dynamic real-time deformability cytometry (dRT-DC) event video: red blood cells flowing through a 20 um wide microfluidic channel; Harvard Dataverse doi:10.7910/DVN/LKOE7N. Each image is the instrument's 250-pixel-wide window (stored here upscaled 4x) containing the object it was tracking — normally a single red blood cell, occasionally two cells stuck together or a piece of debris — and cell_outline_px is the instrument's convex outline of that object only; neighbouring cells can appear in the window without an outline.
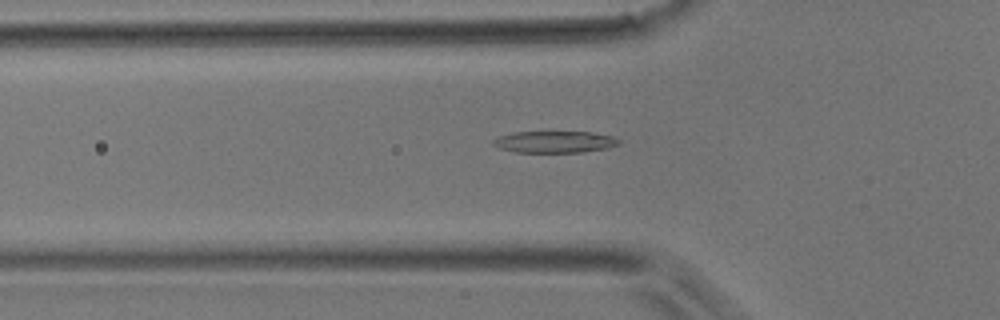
{"species": "common noctule bat (a hibernating species)", "species_latin": "Nyctalus noctula", "temperature_condition": "room temperature", "stored_images_in_passage": 36, "camera_frame_rate_fps": 3000, "um_per_image_px": 0.085, "animal": {"sex": "male", "body_mass_g": 17.9}, "frame": {"image": 1, "passage_image": 9, "time_ms": 2.667, "image_size_px": [1000, 320], "cell_outline_px": [[620, 144], [604, 148], [584, 152], [516, 152], [496, 148], [492, 144], [492, 140], [496, 136], [512, 132], [592, 132], [612, 136], [620, 140]], "centroid_in_image_um": [47.06, 12.05], "position_along_channel_um": 78.7, "area_um2": 16.01}}
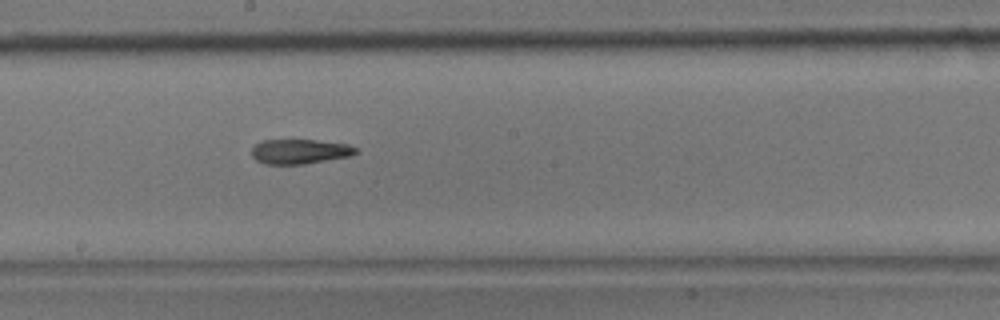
{"frame": {"image": 2, "passage_image": 19, "time_ms": 6.0, "image_size_px": [1000, 320], "cell_outline_px": [[360, 152], [352, 156], [304, 164], [264, 164], [256, 160], [252, 156], [252, 148], [256, 144], [264, 140], [316, 140], [348, 144], [360, 148]], "centroid_in_image_um": [25.55, 12.88], "position_along_channel_um": 222.6, "area_um2": 15.2}}
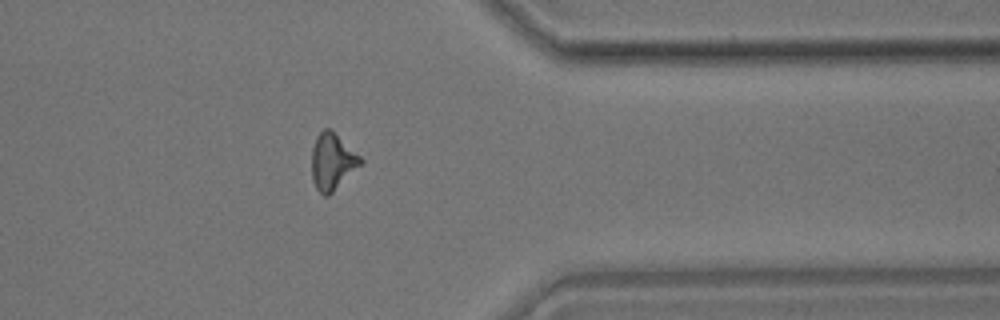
{"frame": {"image": 3, "passage_image": 31, "time_ms": 10.0, "image_size_px": [1000, 320], "cell_outline_px": [[364, 160], [328, 196], [324, 196], [316, 188], [312, 180], [312, 148], [316, 136], [324, 128], [332, 128]], "centroid_in_image_um": [28.22, 13.69], "position_along_channel_um": 383.2, "area_um2": 15.95}}